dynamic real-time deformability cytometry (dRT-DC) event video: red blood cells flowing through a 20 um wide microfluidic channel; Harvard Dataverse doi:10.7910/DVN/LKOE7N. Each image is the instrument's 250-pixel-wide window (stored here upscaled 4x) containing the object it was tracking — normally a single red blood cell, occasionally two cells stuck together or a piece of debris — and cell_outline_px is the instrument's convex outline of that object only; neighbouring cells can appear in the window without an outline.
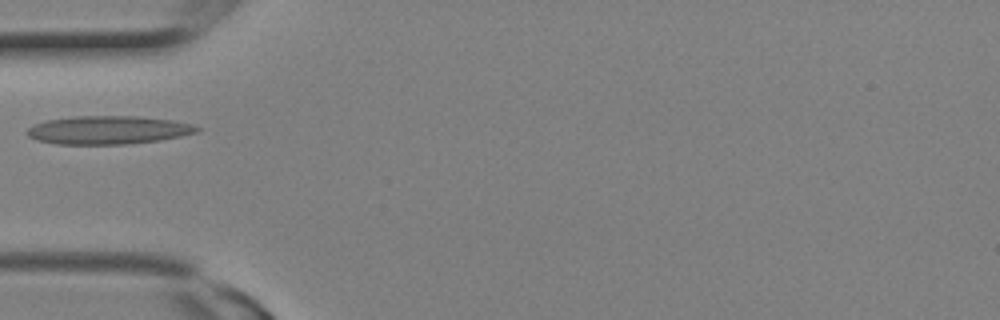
{"species": "Egyptian fruit bat (a non-hibernating species)", "species_latin": "Rousettus aegyptiacus", "temperature_condition": "room temperature", "stored_images_in_passage": 2, "camera_frame_rate_fps": 3000, "um_per_image_px": 0.085, "animal": {"sex": "female"}, "frame": {"image": 1, "passage_image": 2, "time_ms": 0.333, "image_size_px": [1000, 320], "cell_outline_px": [[200, 128], [196, 132], [180, 136], [160, 140], [128, 144], [56, 144], [36, 140], [28, 136], [28, 128], [44, 120], [72, 116], [140, 116], [172, 120], [192, 124]], "centroid_in_image_um": [9.18, 11.05], "position_along_channel_um": 75.8, "area_um2": 28.03}}